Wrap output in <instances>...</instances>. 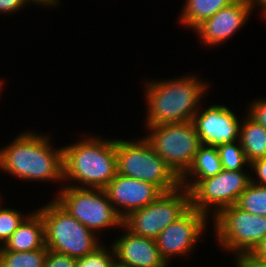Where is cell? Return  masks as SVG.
Masks as SVG:
<instances>
[{"label":"cell","mask_w":266,"mask_h":267,"mask_svg":"<svg viewBox=\"0 0 266 267\" xmlns=\"http://www.w3.org/2000/svg\"><path fill=\"white\" fill-rule=\"evenodd\" d=\"M49 139L34 131L20 134L0 148V169L28 181H64L63 149L53 148Z\"/></svg>","instance_id":"1"},{"label":"cell","mask_w":266,"mask_h":267,"mask_svg":"<svg viewBox=\"0 0 266 267\" xmlns=\"http://www.w3.org/2000/svg\"><path fill=\"white\" fill-rule=\"evenodd\" d=\"M209 84L196 75L146 81L147 126L192 121ZM199 102V103H198Z\"/></svg>","instance_id":"2"},{"label":"cell","mask_w":266,"mask_h":267,"mask_svg":"<svg viewBox=\"0 0 266 267\" xmlns=\"http://www.w3.org/2000/svg\"><path fill=\"white\" fill-rule=\"evenodd\" d=\"M86 136L63 149V180L73 187L104 189L117 174L115 138ZM81 186H80V185Z\"/></svg>","instance_id":"3"},{"label":"cell","mask_w":266,"mask_h":267,"mask_svg":"<svg viewBox=\"0 0 266 267\" xmlns=\"http://www.w3.org/2000/svg\"><path fill=\"white\" fill-rule=\"evenodd\" d=\"M115 151L117 173L152 183L163 193L174 191L181 186L180 178L155 152L145 137L133 141L115 139Z\"/></svg>","instance_id":"4"},{"label":"cell","mask_w":266,"mask_h":267,"mask_svg":"<svg viewBox=\"0 0 266 267\" xmlns=\"http://www.w3.org/2000/svg\"><path fill=\"white\" fill-rule=\"evenodd\" d=\"M43 219L48 250L75 259L93 252L100 241L93 231L76 220L55 200L37 210Z\"/></svg>","instance_id":"5"},{"label":"cell","mask_w":266,"mask_h":267,"mask_svg":"<svg viewBox=\"0 0 266 267\" xmlns=\"http://www.w3.org/2000/svg\"><path fill=\"white\" fill-rule=\"evenodd\" d=\"M54 200L94 233L103 228H121L123 225V219L112 206L104 189L79 188L67 184Z\"/></svg>","instance_id":"6"},{"label":"cell","mask_w":266,"mask_h":267,"mask_svg":"<svg viewBox=\"0 0 266 267\" xmlns=\"http://www.w3.org/2000/svg\"><path fill=\"white\" fill-rule=\"evenodd\" d=\"M213 224L221 249L232 251L236 257L249 255L266 237V217L250 214L235 204L214 216Z\"/></svg>","instance_id":"7"},{"label":"cell","mask_w":266,"mask_h":267,"mask_svg":"<svg viewBox=\"0 0 266 267\" xmlns=\"http://www.w3.org/2000/svg\"><path fill=\"white\" fill-rule=\"evenodd\" d=\"M146 128L150 133L144 137L172 171L181 178L201 146L192 121L146 126Z\"/></svg>","instance_id":"8"},{"label":"cell","mask_w":266,"mask_h":267,"mask_svg":"<svg viewBox=\"0 0 266 267\" xmlns=\"http://www.w3.org/2000/svg\"><path fill=\"white\" fill-rule=\"evenodd\" d=\"M191 208L190 191L178 189L161 194L145 207L132 211L123 219V225L132 233L156 240L171 223Z\"/></svg>","instance_id":"9"},{"label":"cell","mask_w":266,"mask_h":267,"mask_svg":"<svg viewBox=\"0 0 266 267\" xmlns=\"http://www.w3.org/2000/svg\"><path fill=\"white\" fill-rule=\"evenodd\" d=\"M246 173L223 169L213 177L200 180L190 190L191 208L208 217L211 209L212 215L216 216L222 209L236 204L251 183L252 176Z\"/></svg>","instance_id":"10"},{"label":"cell","mask_w":266,"mask_h":267,"mask_svg":"<svg viewBox=\"0 0 266 267\" xmlns=\"http://www.w3.org/2000/svg\"><path fill=\"white\" fill-rule=\"evenodd\" d=\"M208 217L196 209L190 208L177 221L168 225L156 238L161 256L169 265L173 256H187L200 239ZM171 256V257H170Z\"/></svg>","instance_id":"11"},{"label":"cell","mask_w":266,"mask_h":267,"mask_svg":"<svg viewBox=\"0 0 266 267\" xmlns=\"http://www.w3.org/2000/svg\"><path fill=\"white\" fill-rule=\"evenodd\" d=\"M239 121L231 109L224 105L214 104L203 111L199 108L192 123L201 145L217 147L240 140L242 120Z\"/></svg>","instance_id":"12"},{"label":"cell","mask_w":266,"mask_h":267,"mask_svg":"<svg viewBox=\"0 0 266 267\" xmlns=\"http://www.w3.org/2000/svg\"><path fill=\"white\" fill-rule=\"evenodd\" d=\"M104 191L122 219L132 211L141 209L155 201L163 194L152 183L130 178L119 173L108 183Z\"/></svg>","instance_id":"13"},{"label":"cell","mask_w":266,"mask_h":267,"mask_svg":"<svg viewBox=\"0 0 266 267\" xmlns=\"http://www.w3.org/2000/svg\"><path fill=\"white\" fill-rule=\"evenodd\" d=\"M252 7L249 0H235L201 23L194 31L204 45H220L229 40L248 21Z\"/></svg>","instance_id":"14"},{"label":"cell","mask_w":266,"mask_h":267,"mask_svg":"<svg viewBox=\"0 0 266 267\" xmlns=\"http://www.w3.org/2000/svg\"><path fill=\"white\" fill-rule=\"evenodd\" d=\"M125 234L112 244L116 262L126 267H168L158 250L156 240L136 235L124 225Z\"/></svg>","instance_id":"15"},{"label":"cell","mask_w":266,"mask_h":267,"mask_svg":"<svg viewBox=\"0 0 266 267\" xmlns=\"http://www.w3.org/2000/svg\"><path fill=\"white\" fill-rule=\"evenodd\" d=\"M45 246L44 223L41 214L35 210L18 226L0 250L33 251Z\"/></svg>","instance_id":"16"},{"label":"cell","mask_w":266,"mask_h":267,"mask_svg":"<svg viewBox=\"0 0 266 267\" xmlns=\"http://www.w3.org/2000/svg\"><path fill=\"white\" fill-rule=\"evenodd\" d=\"M222 170L223 167L217 147L201 145L195 154L192 164L180 178V184L190 191L200 180L213 177ZM188 177H192L195 180H190Z\"/></svg>","instance_id":"17"},{"label":"cell","mask_w":266,"mask_h":267,"mask_svg":"<svg viewBox=\"0 0 266 267\" xmlns=\"http://www.w3.org/2000/svg\"><path fill=\"white\" fill-rule=\"evenodd\" d=\"M243 119L240 132V143L249 163L266 157V128L258 124L248 114Z\"/></svg>","instance_id":"18"},{"label":"cell","mask_w":266,"mask_h":267,"mask_svg":"<svg viewBox=\"0 0 266 267\" xmlns=\"http://www.w3.org/2000/svg\"><path fill=\"white\" fill-rule=\"evenodd\" d=\"M235 0H185L178 19L182 25L194 31L201 23L212 17L220 9L229 6Z\"/></svg>","instance_id":"19"},{"label":"cell","mask_w":266,"mask_h":267,"mask_svg":"<svg viewBox=\"0 0 266 267\" xmlns=\"http://www.w3.org/2000/svg\"><path fill=\"white\" fill-rule=\"evenodd\" d=\"M47 254L46 246L24 252L0 250V262L5 267H44Z\"/></svg>","instance_id":"20"},{"label":"cell","mask_w":266,"mask_h":267,"mask_svg":"<svg viewBox=\"0 0 266 267\" xmlns=\"http://www.w3.org/2000/svg\"><path fill=\"white\" fill-rule=\"evenodd\" d=\"M235 205L250 214L266 217V187L251 182Z\"/></svg>","instance_id":"21"},{"label":"cell","mask_w":266,"mask_h":267,"mask_svg":"<svg viewBox=\"0 0 266 267\" xmlns=\"http://www.w3.org/2000/svg\"><path fill=\"white\" fill-rule=\"evenodd\" d=\"M238 143V144H237ZM223 169L230 171L243 170L250 165L245 157L240 140L233 143H224L217 146Z\"/></svg>","instance_id":"22"},{"label":"cell","mask_w":266,"mask_h":267,"mask_svg":"<svg viewBox=\"0 0 266 267\" xmlns=\"http://www.w3.org/2000/svg\"><path fill=\"white\" fill-rule=\"evenodd\" d=\"M115 262V252L112 245L107 248L101 243L93 252L77 258L76 267H112Z\"/></svg>","instance_id":"23"},{"label":"cell","mask_w":266,"mask_h":267,"mask_svg":"<svg viewBox=\"0 0 266 267\" xmlns=\"http://www.w3.org/2000/svg\"><path fill=\"white\" fill-rule=\"evenodd\" d=\"M0 200H2L1 197ZM22 215L21 211L19 212L17 209L0 207V246L4 245L10 236L17 230L18 226L28 216Z\"/></svg>","instance_id":"24"},{"label":"cell","mask_w":266,"mask_h":267,"mask_svg":"<svg viewBox=\"0 0 266 267\" xmlns=\"http://www.w3.org/2000/svg\"><path fill=\"white\" fill-rule=\"evenodd\" d=\"M44 267H76V259L48 250Z\"/></svg>","instance_id":"25"},{"label":"cell","mask_w":266,"mask_h":267,"mask_svg":"<svg viewBox=\"0 0 266 267\" xmlns=\"http://www.w3.org/2000/svg\"><path fill=\"white\" fill-rule=\"evenodd\" d=\"M248 110L247 114L258 124H261L266 128V99H255V102L253 101L249 105Z\"/></svg>","instance_id":"26"},{"label":"cell","mask_w":266,"mask_h":267,"mask_svg":"<svg viewBox=\"0 0 266 267\" xmlns=\"http://www.w3.org/2000/svg\"><path fill=\"white\" fill-rule=\"evenodd\" d=\"M250 168L257 176L256 180L251 178V182L266 187V157L252 161L249 165Z\"/></svg>","instance_id":"27"},{"label":"cell","mask_w":266,"mask_h":267,"mask_svg":"<svg viewBox=\"0 0 266 267\" xmlns=\"http://www.w3.org/2000/svg\"><path fill=\"white\" fill-rule=\"evenodd\" d=\"M26 5L24 0H0V14L18 12Z\"/></svg>","instance_id":"28"},{"label":"cell","mask_w":266,"mask_h":267,"mask_svg":"<svg viewBox=\"0 0 266 267\" xmlns=\"http://www.w3.org/2000/svg\"><path fill=\"white\" fill-rule=\"evenodd\" d=\"M249 256L257 262L266 264V237L260 241Z\"/></svg>","instance_id":"29"},{"label":"cell","mask_w":266,"mask_h":267,"mask_svg":"<svg viewBox=\"0 0 266 267\" xmlns=\"http://www.w3.org/2000/svg\"><path fill=\"white\" fill-rule=\"evenodd\" d=\"M235 263L237 267H266L265 263L257 262L249 255L236 257Z\"/></svg>","instance_id":"30"},{"label":"cell","mask_w":266,"mask_h":267,"mask_svg":"<svg viewBox=\"0 0 266 267\" xmlns=\"http://www.w3.org/2000/svg\"><path fill=\"white\" fill-rule=\"evenodd\" d=\"M26 2V4L28 5V3L32 4H36V5H44L45 6H56L57 4H59V0H24Z\"/></svg>","instance_id":"31"},{"label":"cell","mask_w":266,"mask_h":267,"mask_svg":"<svg viewBox=\"0 0 266 267\" xmlns=\"http://www.w3.org/2000/svg\"><path fill=\"white\" fill-rule=\"evenodd\" d=\"M250 6L253 8H255V5H258L259 7L262 8V13H263V17L266 19V0H249Z\"/></svg>","instance_id":"32"},{"label":"cell","mask_w":266,"mask_h":267,"mask_svg":"<svg viewBox=\"0 0 266 267\" xmlns=\"http://www.w3.org/2000/svg\"><path fill=\"white\" fill-rule=\"evenodd\" d=\"M112 267H126V266L120 265L117 262H115V264Z\"/></svg>","instance_id":"33"},{"label":"cell","mask_w":266,"mask_h":267,"mask_svg":"<svg viewBox=\"0 0 266 267\" xmlns=\"http://www.w3.org/2000/svg\"><path fill=\"white\" fill-rule=\"evenodd\" d=\"M2 82H3V81H0V91H1V89L3 88V87H2V85H3ZM0 93H1V92H0Z\"/></svg>","instance_id":"34"}]
</instances>
